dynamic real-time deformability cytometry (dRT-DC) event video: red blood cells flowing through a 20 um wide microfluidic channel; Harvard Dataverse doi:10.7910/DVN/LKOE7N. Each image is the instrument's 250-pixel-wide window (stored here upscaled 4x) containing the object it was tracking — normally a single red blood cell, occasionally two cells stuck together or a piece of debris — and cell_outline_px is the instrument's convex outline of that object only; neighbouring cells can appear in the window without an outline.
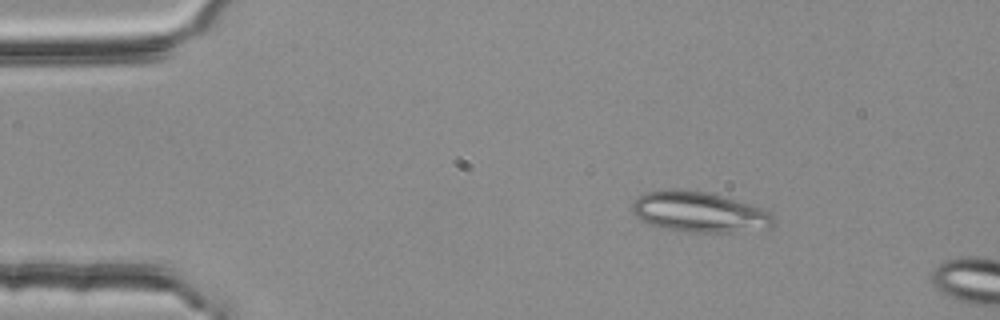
{"species": "common noctule bat (a hibernating species)", "species_latin": "Nyctalus noctula", "temperature_condition": "room temperature", "stored_images_in_passage": 13, "camera_frame_rate_fps": 3000, "um_per_image_px": 0.085, "animal": {"sex": "female", "body_mass_g": 25.1}, "frame": {"image": 1, "passage_image": 8, "time_ms": 2.333, "image_size_px": [1000, 320], "cell_outline_px": [[776, 220], [768, 228], [732, 232], [672, 232], [640, 220], [632, 212], [632, 204], [644, 192], [704, 192], [720, 196], [748, 204], [760, 208], [768, 212]], "centroid_in_image_um": [59.42, 18.09], "position_along_channel_um": 25.6, "area_um2": 32.31}}